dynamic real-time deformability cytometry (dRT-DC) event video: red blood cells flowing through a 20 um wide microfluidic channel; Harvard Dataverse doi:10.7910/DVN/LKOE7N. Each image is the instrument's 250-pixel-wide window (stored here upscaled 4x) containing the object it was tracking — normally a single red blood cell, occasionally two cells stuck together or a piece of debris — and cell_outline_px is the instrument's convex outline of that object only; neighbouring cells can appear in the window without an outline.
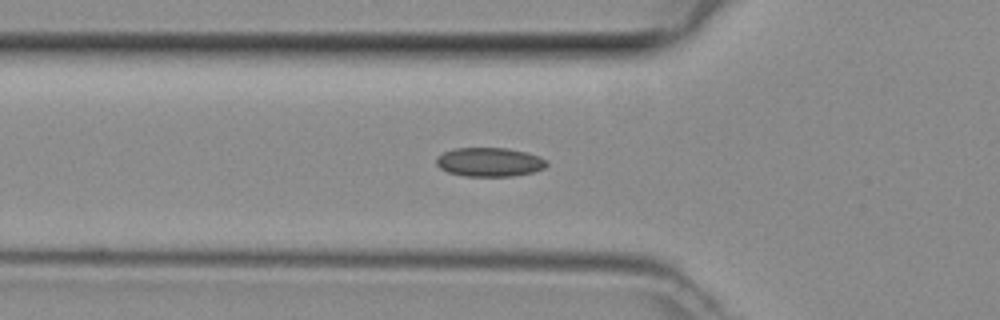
{"species": "common noctule bat (a hibernating species)", "species_latin": "Nyctalus noctula", "temperature_condition": "room temperature", "stored_images_in_passage": 48, "camera_frame_rate_fps": 3000, "um_per_image_px": 0.085, "animal": {"sex": "female", "body_mass_g": 29.2, "forearm_length_mm": 56.3}, "frame": {"image": 1, "passage_image": 15, "time_ms": 4.667, "image_size_px": [1000, 320], "cell_outline_px": [[548, 164], [544, 168], [532, 172], [512, 176], [464, 176], [448, 172], [440, 168], [436, 164], [436, 156], [452, 148], [508, 148], [528, 152], [540, 156], [548, 160]], "centroid_in_image_um": [41.61, 13.76], "position_along_channel_um": 84.2, "area_um2": 18.84}}
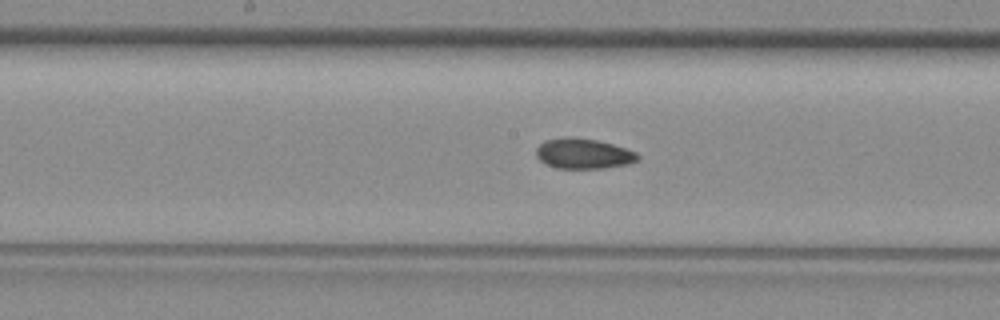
{"frame": {"image": 2, "passage_image": 23, "time_ms": 7.333, "image_size_px": [1000, 320], "cell_outline_px": [[640, 160], [628, 164], [604, 168], [556, 168], [544, 164], [536, 156], [536, 148], [544, 140], [564, 136], [568, 136], [596, 140], [612, 144], [636, 152], [640, 156]], "centroid_in_image_um": [49.57, 13.06], "position_along_channel_um": 198.6, "area_um2": 18.09}}
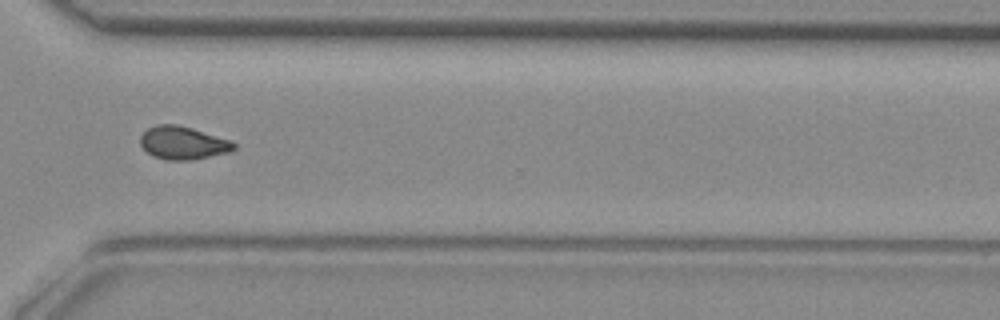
{"frame": {"image": 3, "passage_image": 34, "time_ms": 11.0, "image_size_px": [1000, 320], "cell_outline_px": [[236, 148], [228, 152], [188, 160], [168, 160], [152, 156], [140, 144], [140, 136], [148, 128], [156, 124], [176, 124], [192, 128], [232, 140], [236, 144]], "centroid_in_image_um": [15.55, 12.13], "position_along_channel_um": 355.1, "area_um2": 17.92}}